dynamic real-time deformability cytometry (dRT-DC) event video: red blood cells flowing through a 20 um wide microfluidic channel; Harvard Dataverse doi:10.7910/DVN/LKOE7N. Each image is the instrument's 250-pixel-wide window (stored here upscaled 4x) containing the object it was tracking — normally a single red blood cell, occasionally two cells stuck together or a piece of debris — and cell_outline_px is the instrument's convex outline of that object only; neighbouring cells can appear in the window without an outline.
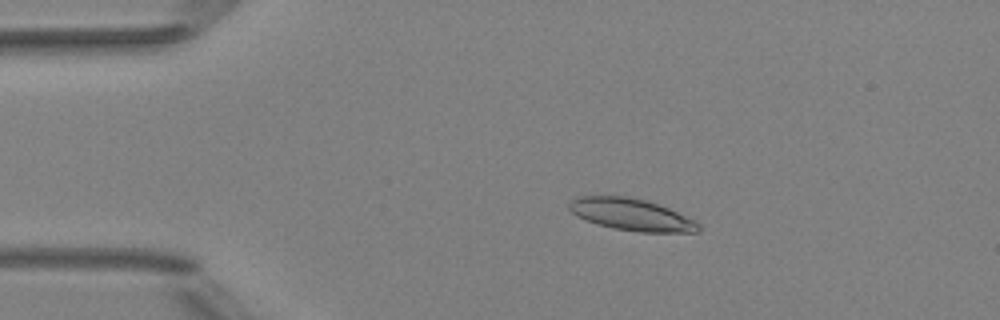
{"species": "Egyptian fruit bat (a non-hibernating species)", "species_latin": "Rousettus aegyptiacus", "temperature_condition": "room temperature", "stored_images_in_passage": 6, "camera_frame_rate_fps": 3000, "um_per_image_px": 0.085, "animal": {"sex": "female"}, "frame": {"image": 1, "passage_image": 3, "time_ms": 2.333, "image_size_px": [1000, 320], "cell_outline_px": [[700, 232], [640, 232], [612, 228], [596, 224], [576, 216], [568, 208], [568, 204], [572, 200], [580, 196], [628, 196], [644, 200], [668, 208], [696, 220], [700, 224]], "centroid_in_image_um": [53.67, 18.25], "position_along_channel_um": 31.3, "area_um2": 24.04}}
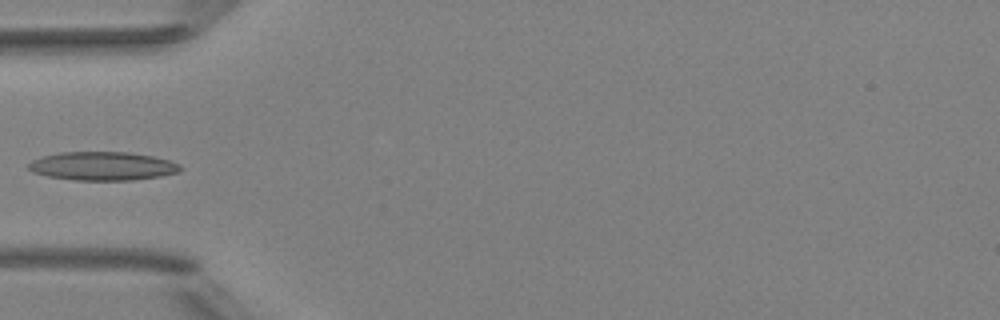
{"frame": {"image": 2, "passage_image": 5, "time_ms": 4.667, "image_size_px": [1000, 320], "cell_outline_px": [[184, 168], [180, 172], [160, 176], [132, 180], [76, 180], [48, 176], [32, 172], [28, 168], [28, 164], [32, 160], [40, 156], [60, 152], [128, 152], [152, 156], [168, 160], [180, 164]], "centroid_in_image_um": [8.72, 14.11], "position_along_channel_um": 76.3, "area_um2": 25.37}}
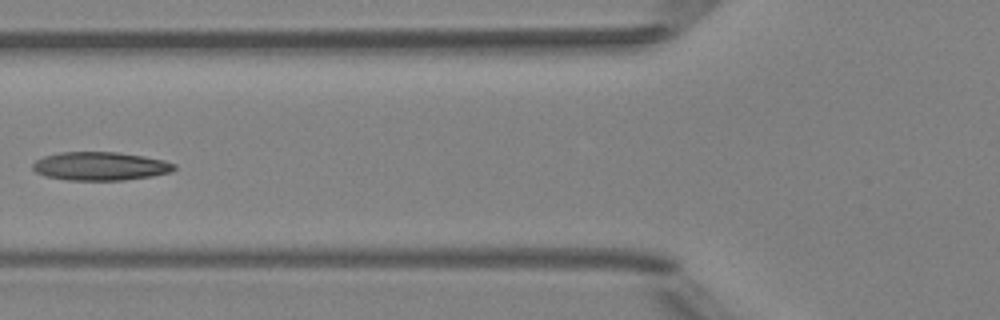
{"frame": {"image": 3, "passage_image": 6, "time_ms": 5.667, "image_size_px": [1000, 320], "cell_outline_px": [[176, 168], [172, 172], [152, 176], [124, 180], [68, 180], [44, 176], [36, 172], [32, 168], [32, 164], [36, 160], [44, 156], [60, 152], [116, 152], [144, 156], [164, 160], [176, 164]], "centroid_in_image_um": [8.53, 14.12], "position_along_channel_um": 117.3, "area_um2": 23.58}}